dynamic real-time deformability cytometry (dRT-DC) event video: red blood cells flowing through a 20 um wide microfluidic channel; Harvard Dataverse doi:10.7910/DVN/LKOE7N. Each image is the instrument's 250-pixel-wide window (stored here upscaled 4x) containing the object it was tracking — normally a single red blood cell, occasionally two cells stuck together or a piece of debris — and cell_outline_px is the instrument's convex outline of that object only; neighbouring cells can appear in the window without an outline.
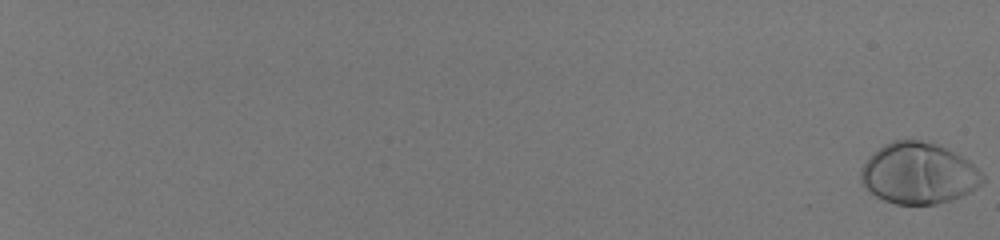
{"species": "human", "species_latin": "Homo sapiens", "temperature_condition": "room temperature", "stored_images_in_passage": 59, "camera_frame_rate_fps": 3000, "um_per_image_px": 0.085, "donor": {"sex": "male"}, "frame": {"image": 1, "passage_image": 1, "time_ms": 0.0, "image_size_px": [1000, 240], "cell_outline_px": [[984, 184], [952, 200], [936, 204], [896, 204], [884, 200], [876, 196], [860, 180], [860, 168], [884, 144], [892, 140], [920, 140], [936, 144], [968, 160], [984, 176]], "centroid_in_image_um": [78.09, 14.75], "position_along_channel_um": 6.9, "area_um2": 42.83}}
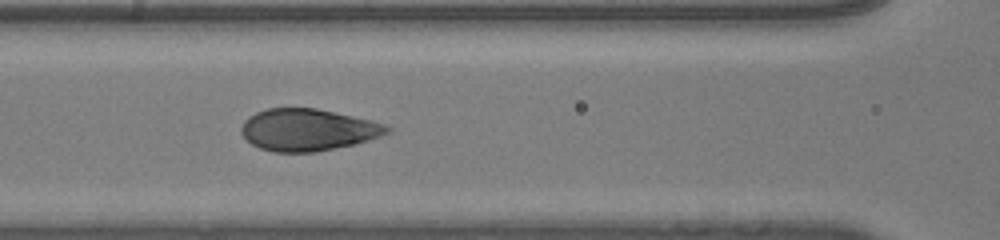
{"frame": {"image": 2, "passage_image": 34, "time_ms": 11.0, "image_size_px": [1000, 240], "cell_outline_px": [[392, 132], [368, 140], [352, 144], [316, 152], [272, 152], [260, 148], [252, 144], [240, 132], [240, 128], [244, 120], [248, 116], [256, 112], [268, 108], [316, 108], [372, 120], [384, 124], [392, 128]], "centroid_in_image_um": [26.16, 11.03], "position_along_channel_um": 140.4, "area_um2": 35.66}}
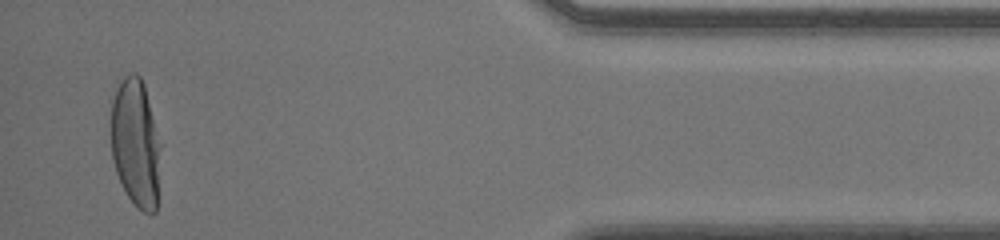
{"frame": {"image": 3, "passage_image": 58, "time_ms": 19.0, "image_size_px": [1000, 240], "cell_outline_px": [[160, 148], [156, 212], [144, 212], [136, 208], [128, 196], [116, 172], [112, 160], [112, 100], [116, 88], [120, 80], [124, 76], [132, 72], [136, 72], [140, 76], [144, 84], [160, 144]], "centroid_in_image_um": [11.52, 12.14], "position_along_channel_um": 423.7, "area_um2": 36.76}, "authors_computed_cell_mechanics": {"area_um2": 37.9746, "velocity_mm_per_s": 4.0446, "shape_relaxation_time_tau1_ms": 3.4423, "shape_relaxation_time_tau2_ms": null, "deformation_change_tau1": 0.2097, "deformation_change_tau2": null}}